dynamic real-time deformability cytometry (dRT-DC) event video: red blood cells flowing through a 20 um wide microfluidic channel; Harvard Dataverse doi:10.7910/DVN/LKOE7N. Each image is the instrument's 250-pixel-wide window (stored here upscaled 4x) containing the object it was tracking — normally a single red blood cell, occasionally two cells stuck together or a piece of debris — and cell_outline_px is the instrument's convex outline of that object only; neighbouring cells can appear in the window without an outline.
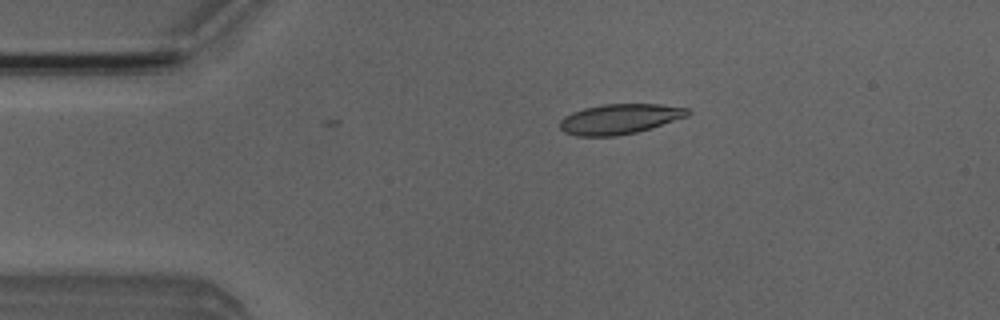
{"species": "Egyptian fruit bat (a non-hibernating species)", "species_latin": "Rousettus aegyptiacus", "temperature_condition": "room temperature", "stored_images_in_passage": 10, "camera_frame_rate_fps": 3000, "um_per_image_px": 0.085, "animal": {"sex": "male"}, "frame": {"image": 1, "passage_image": 1, "time_ms": 0.0, "image_size_px": [1000, 320], "cell_outline_px": [[692, 112], [688, 116], [636, 132], [616, 136], [576, 136], [564, 132], [560, 128], [560, 120], [564, 116], [572, 112], [584, 108], [604, 104], [660, 104], [688, 108]], "centroid_in_image_um": [52.65, 10.11], "position_along_channel_um": 32.3, "area_um2": 22.37}}